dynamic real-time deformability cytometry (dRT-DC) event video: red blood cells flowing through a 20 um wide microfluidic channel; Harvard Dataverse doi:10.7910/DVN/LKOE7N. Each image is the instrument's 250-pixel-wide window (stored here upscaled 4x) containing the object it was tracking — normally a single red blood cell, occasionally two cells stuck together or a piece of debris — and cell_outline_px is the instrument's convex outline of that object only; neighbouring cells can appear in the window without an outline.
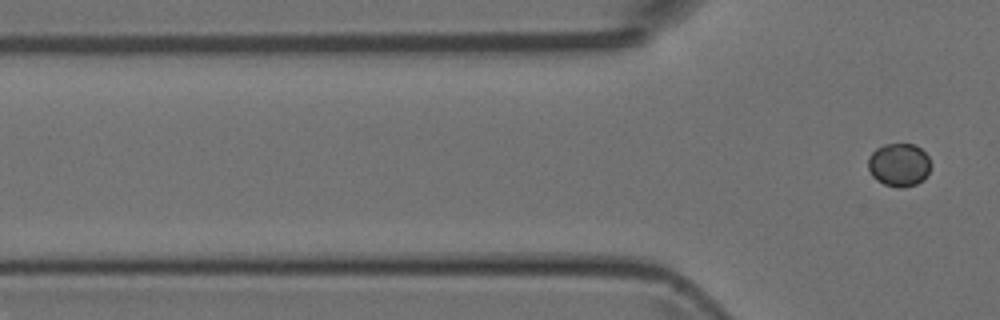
{"species": "Egyptian fruit bat (a non-hibernating species)", "species_latin": "Rousettus aegyptiacus", "temperature_condition": "room temperature", "stored_images_in_passage": 4, "segment_of_instrument_passage": [2, 2], "camera_frame_rate_fps": 3000, "um_per_image_px": 0.085, "animal": {"sex": "female"}, "frame": {"image": 1, "passage_image": 4, "time_ms": 3.333, "image_size_px": [1000, 320], "cell_outline_px": [[928, 176], [924, 180], [916, 184], [904, 188], [900, 188], [884, 184], [876, 180], [872, 176], [868, 168], [868, 156], [876, 148], [884, 144], [916, 144], [928, 156]], "centroid_in_image_um": [76.39, 14.01], "position_along_channel_um": 49.4, "area_um2": 15.84}}